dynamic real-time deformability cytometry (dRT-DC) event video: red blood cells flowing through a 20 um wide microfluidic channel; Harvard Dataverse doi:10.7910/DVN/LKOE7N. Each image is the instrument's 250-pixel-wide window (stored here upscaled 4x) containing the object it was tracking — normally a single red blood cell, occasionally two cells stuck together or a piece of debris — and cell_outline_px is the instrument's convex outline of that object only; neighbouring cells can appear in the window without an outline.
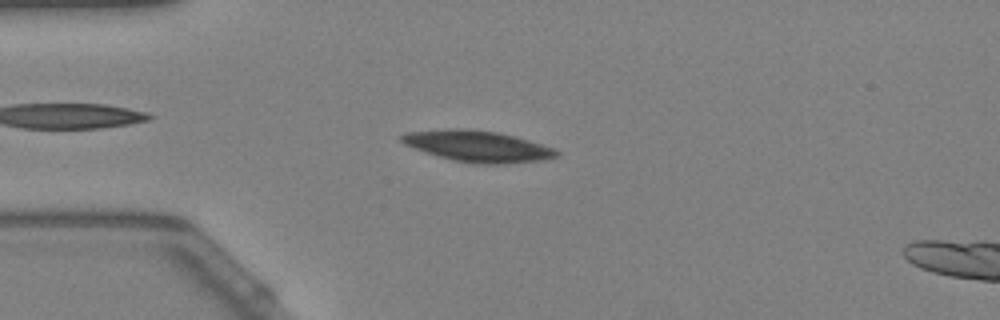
{"species": "Egyptian fruit bat (a non-hibernating species)", "species_latin": "Rousettus aegyptiacus", "temperature_condition": "warm", "stored_images_in_passage": 56, "camera_frame_rate_fps": 3000, "um_per_image_px": 0.085, "animal": {"sex": "female"}, "frame": {"image": 1, "passage_image": 14, "time_ms": 4.333, "image_size_px": [1000, 320], "cell_outline_px": [[560, 152], [556, 156], [540, 160], [500, 164], [476, 164], [452, 160], [404, 144], [400, 140], [400, 136], [404, 132], [460, 128], [496, 132], [528, 140], [556, 148]], "centroid_in_image_um": [40.61, 12.43], "position_along_channel_um": 44.4, "area_um2": 27.69}}
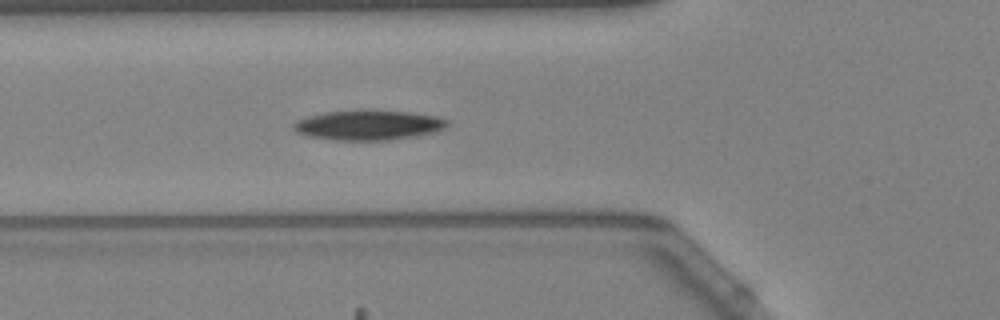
{"frame": {"image": 2, "passage_image": 20, "time_ms": 6.333, "image_size_px": [1000, 320], "cell_outline_px": [[448, 124], [444, 128], [432, 132], [416, 136], [392, 140], [336, 140], [308, 136], [296, 132], [292, 128], [292, 124], [296, 120], [308, 116], [324, 112], [356, 108], [372, 108], [408, 112], [436, 116], [448, 120]], "centroid_in_image_um": [31.27, 10.6], "position_along_channel_um": 94.5, "area_um2": 27.51}}
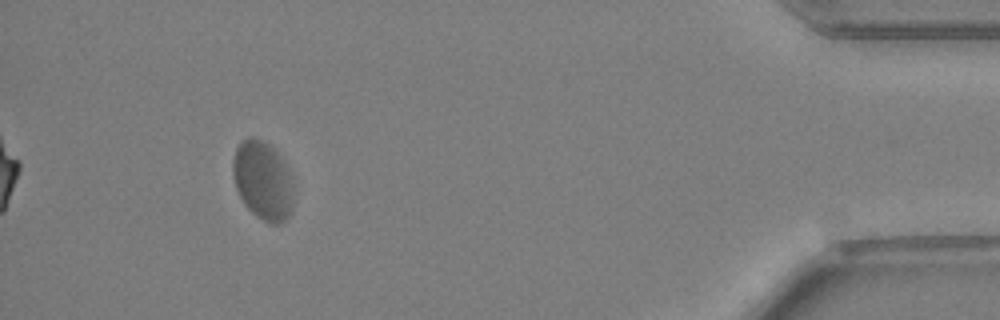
{"frame": {"image": 3, "passage_image": 52, "time_ms": 17.0, "image_size_px": [1000, 320], "cell_outline_px": [[292, 200], [288, 216], [280, 224], [268, 224], [256, 216], [244, 204], [236, 188], [232, 176], [232, 160], [236, 148], [240, 140], [248, 136], [252, 136], [268, 144], [284, 160], [288, 168], [292, 188]], "centroid_in_image_um": [22.3, 15.32], "position_along_channel_um": 412.9, "area_um2": 27.86}, "authors_computed_cell_mechanics": {"area_um2": 27.3394, "velocity_mm_per_s": 3.571, "shape_relaxation_time_tau1_ms": 6.5243, "shape_relaxation_time_tau2_ms": 3.1772, "deformation_change_tau1": 0.1102, "deformation_change_tau2": 0.0902}}